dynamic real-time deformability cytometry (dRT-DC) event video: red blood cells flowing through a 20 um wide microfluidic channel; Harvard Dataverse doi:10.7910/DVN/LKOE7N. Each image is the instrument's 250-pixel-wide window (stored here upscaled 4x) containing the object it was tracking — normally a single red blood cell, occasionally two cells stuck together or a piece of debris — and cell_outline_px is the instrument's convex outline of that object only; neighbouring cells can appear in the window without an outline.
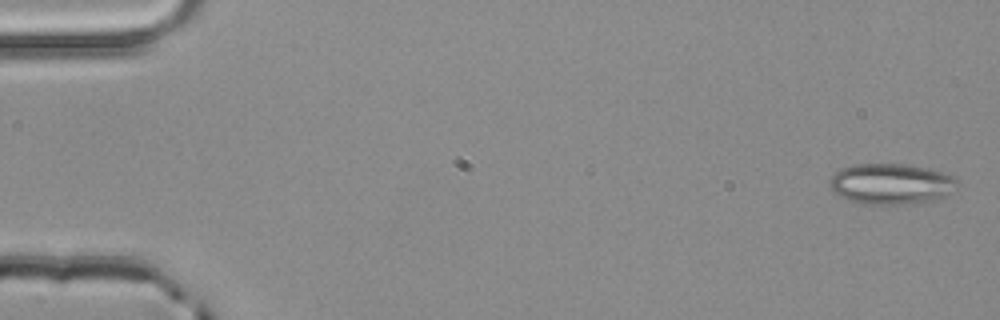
{"species": "common noctule bat (a hibernating species)", "species_latin": "Nyctalus noctula", "temperature_condition": "room temperature", "stored_images_in_passage": 5, "camera_frame_rate_fps": 3000, "um_per_image_px": 0.085, "animal": {"sex": "male", "body_mass_g": 20.4}, "frame": {"image": 1, "passage_image": 1, "time_ms": 0.0, "image_size_px": [1000, 320], "cell_outline_px": [[960, 184], [952, 192], [944, 196], [932, 200], [916, 204], [864, 204], [848, 200], [840, 196], [828, 184], [832, 176], [840, 168], [852, 164], [904, 164], [928, 168], [944, 172], [952, 176]], "centroid_in_image_um": [75.76, 15.63], "position_along_channel_um": 9.2, "area_um2": 30.46}}